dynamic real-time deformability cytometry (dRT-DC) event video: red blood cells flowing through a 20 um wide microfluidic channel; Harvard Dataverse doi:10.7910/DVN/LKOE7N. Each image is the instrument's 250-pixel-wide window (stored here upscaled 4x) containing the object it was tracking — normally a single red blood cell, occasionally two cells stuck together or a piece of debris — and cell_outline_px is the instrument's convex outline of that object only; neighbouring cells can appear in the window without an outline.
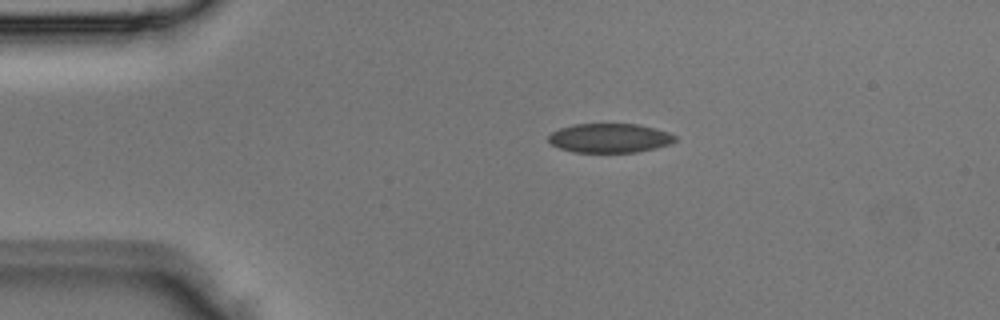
{"species": "Egyptian fruit bat (a non-hibernating species)", "species_latin": "Rousettus aegyptiacus", "temperature_condition": "room temperature", "stored_images_in_passage": 3, "camera_frame_rate_fps": 3000, "um_per_image_px": 0.085, "animal": {"sex": "male"}, "frame": {"image": 1, "passage_image": 1, "time_ms": 0.0, "image_size_px": [1000, 320], "cell_outline_px": [[676, 140], [672, 144], [656, 148], [636, 152], [572, 152], [560, 148], [552, 144], [548, 140], [548, 136], [552, 132], [560, 128], [572, 124], [640, 124], [668, 132], [676, 136]], "centroid_in_image_um": [51.84, 11.73], "position_along_channel_um": 33.2, "area_um2": 21.62}}